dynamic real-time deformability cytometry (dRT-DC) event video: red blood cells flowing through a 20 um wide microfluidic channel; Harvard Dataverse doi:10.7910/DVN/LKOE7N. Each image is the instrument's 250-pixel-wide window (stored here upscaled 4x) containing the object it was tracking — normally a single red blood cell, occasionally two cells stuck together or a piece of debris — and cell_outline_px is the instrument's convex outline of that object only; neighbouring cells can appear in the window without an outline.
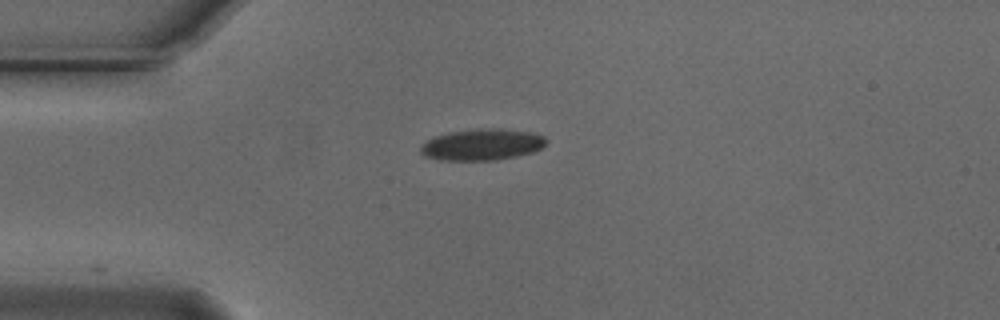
{"species": "Egyptian fruit bat (a non-hibernating species)", "species_latin": "Rousettus aegyptiacus", "temperature_condition": "cold", "stored_images_in_passage": 8, "camera_frame_rate_fps": 3000, "um_per_image_px": 0.085, "animal": {"sex": "male"}, "frame": {"image": 1, "passage_image": 1, "time_ms": 0.0, "image_size_px": [1000, 320], "cell_outline_px": [[548, 140], [540, 148], [532, 152], [516, 156], [492, 160], [440, 160], [424, 156], [420, 152], [420, 144], [436, 136], [448, 132], [476, 128], [500, 128], [528, 132], [544, 136]], "centroid_in_image_um": [40.93, 12.28], "position_along_channel_um": 44.1, "area_um2": 22.95}}
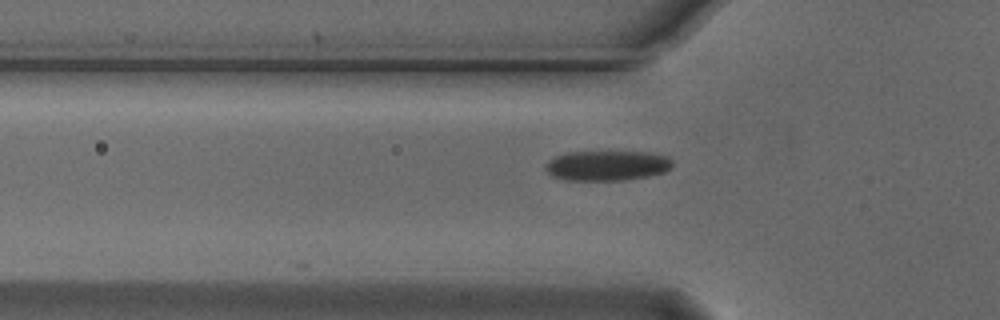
{"frame": {"image": 2, "passage_image": 5, "time_ms": 1.333, "image_size_px": [1000, 320], "cell_outline_px": [[672, 168], [664, 172], [648, 176], [624, 180], [564, 180], [552, 176], [544, 168], [548, 160], [556, 156], [568, 152], [652, 152], [668, 156], [672, 160]], "centroid_in_image_um": [51.62, 14.07], "position_along_channel_um": 74.2, "area_um2": 22.37}}
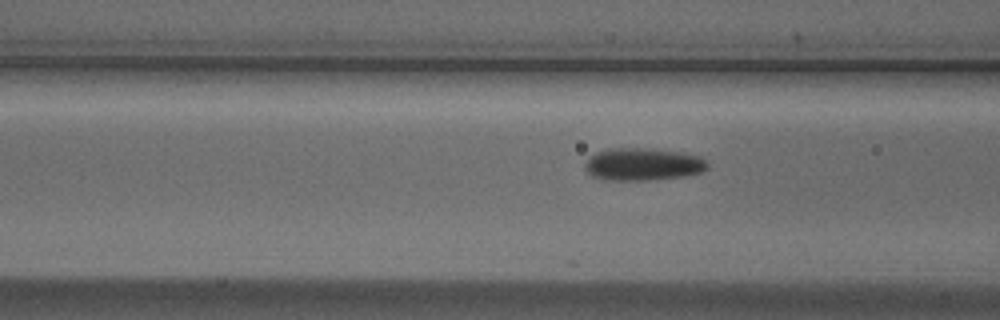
{"frame": {"image": 3, "passage_image": 8, "time_ms": 2.333, "image_size_px": [1000, 320], "cell_outline_px": [[708, 168], [704, 172], [684, 176], [648, 180], [604, 180], [592, 176], [584, 168], [584, 164], [596, 152], [608, 148], [644, 148], [684, 152], [700, 156], [708, 160]], "centroid_in_image_um": [54.69, 13.96], "position_along_channel_um": 111.9, "area_um2": 23.47}}